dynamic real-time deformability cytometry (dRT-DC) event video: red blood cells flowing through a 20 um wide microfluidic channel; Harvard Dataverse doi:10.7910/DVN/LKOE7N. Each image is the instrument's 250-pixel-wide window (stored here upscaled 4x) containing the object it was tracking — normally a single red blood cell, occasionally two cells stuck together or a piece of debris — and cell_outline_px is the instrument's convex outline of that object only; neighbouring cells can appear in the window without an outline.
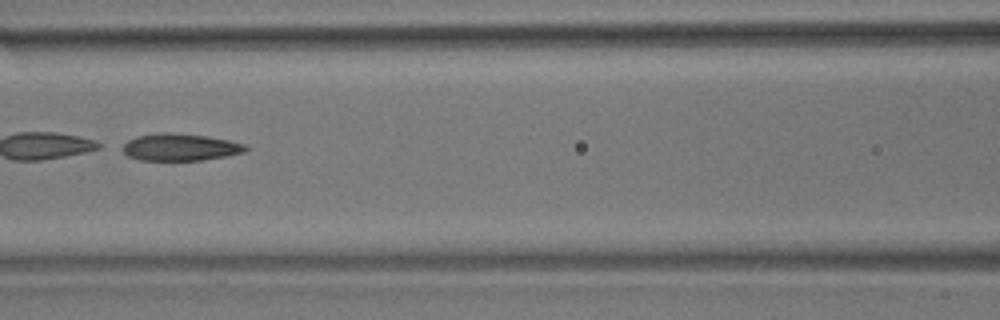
{"species": "common noctule bat (a hibernating species)", "species_latin": "Nyctalus noctula", "temperature_condition": "room temperature", "stored_images_in_passage": 52, "camera_frame_rate_fps": 3000, "um_per_image_px": 0.085, "animal": {"sex": "male", "body_mass_g": 17.9}, "frame": {"image": 1, "passage_image": 23, "time_ms": 7.333, "image_size_px": [1000, 320], "cell_outline_px": [[248, 148], [244, 152], [228, 156], [200, 160], [140, 160], [128, 156], [116, 148], [128, 140], [136, 136], [160, 132], [172, 132], [208, 136], [228, 140], [244, 144]], "centroid_in_image_um": [15.23, 12.5], "position_along_channel_um": 151.4, "area_um2": 19.77}}